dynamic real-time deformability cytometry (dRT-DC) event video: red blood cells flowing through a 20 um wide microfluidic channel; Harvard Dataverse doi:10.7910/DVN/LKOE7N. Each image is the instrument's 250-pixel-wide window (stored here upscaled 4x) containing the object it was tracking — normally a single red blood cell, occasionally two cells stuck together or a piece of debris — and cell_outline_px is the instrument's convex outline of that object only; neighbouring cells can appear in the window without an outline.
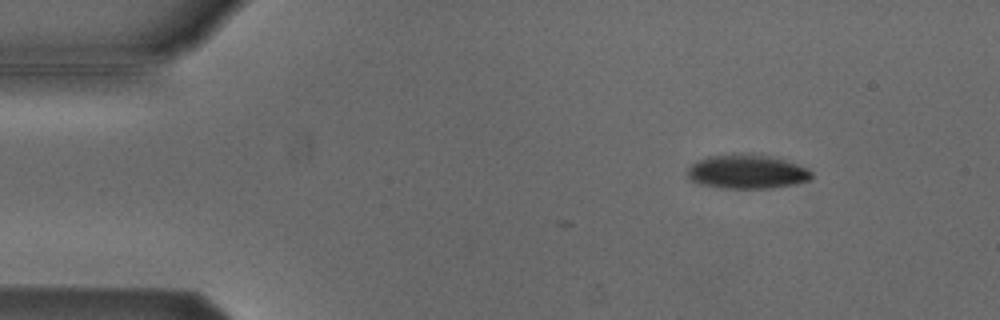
{"species": "Egyptian fruit bat (a non-hibernating species)", "species_latin": "Rousettus aegyptiacus", "temperature_condition": "cold", "stored_images_in_passage": 4, "camera_frame_rate_fps": 3000, "um_per_image_px": 0.085, "animal": {"sex": "male"}, "frame": {"image": 1, "passage_image": 2, "time_ms": 0.333, "image_size_px": [1000, 320], "cell_outline_px": [[812, 176], [808, 180], [796, 184], [772, 188], [720, 188], [700, 184], [688, 180], [688, 168], [696, 160], [708, 156], [732, 152], [740, 152], [772, 156], [796, 164], [812, 172]], "centroid_in_image_um": [63.43, 14.57], "position_along_channel_um": 21.6, "area_um2": 25.03}}